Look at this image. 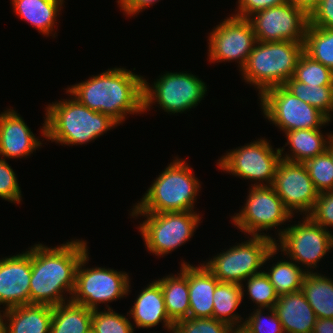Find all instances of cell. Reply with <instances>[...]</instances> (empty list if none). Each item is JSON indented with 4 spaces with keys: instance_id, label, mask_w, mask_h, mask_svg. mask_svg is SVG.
Here are the masks:
<instances>
[{
    "instance_id": "cell-36",
    "label": "cell",
    "mask_w": 333,
    "mask_h": 333,
    "mask_svg": "<svg viewBox=\"0 0 333 333\" xmlns=\"http://www.w3.org/2000/svg\"><path fill=\"white\" fill-rule=\"evenodd\" d=\"M253 310V313L251 312V314L244 319V324L252 333H285L273 308H256V310ZM264 310H268V316L265 315Z\"/></svg>"
},
{
    "instance_id": "cell-41",
    "label": "cell",
    "mask_w": 333,
    "mask_h": 333,
    "mask_svg": "<svg viewBox=\"0 0 333 333\" xmlns=\"http://www.w3.org/2000/svg\"><path fill=\"white\" fill-rule=\"evenodd\" d=\"M289 0H238V10L234 13L233 16L243 19H248L254 13L282 5Z\"/></svg>"
},
{
    "instance_id": "cell-45",
    "label": "cell",
    "mask_w": 333,
    "mask_h": 333,
    "mask_svg": "<svg viewBox=\"0 0 333 333\" xmlns=\"http://www.w3.org/2000/svg\"><path fill=\"white\" fill-rule=\"evenodd\" d=\"M229 333H252L247 326L243 324L230 326Z\"/></svg>"
},
{
    "instance_id": "cell-6",
    "label": "cell",
    "mask_w": 333,
    "mask_h": 333,
    "mask_svg": "<svg viewBox=\"0 0 333 333\" xmlns=\"http://www.w3.org/2000/svg\"><path fill=\"white\" fill-rule=\"evenodd\" d=\"M274 243L268 237L251 236L244 243H237L214 255L204 265L220 282L242 285L250 276L261 273V267L278 253Z\"/></svg>"
},
{
    "instance_id": "cell-43",
    "label": "cell",
    "mask_w": 333,
    "mask_h": 333,
    "mask_svg": "<svg viewBox=\"0 0 333 333\" xmlns=\"http://www.w3.org/2000/svg\"><path fill=\"white\" fill-rule=\"evenodd\" d=\"M312 333H333V319L320 318L314 324Z\"/></svg>"
},
{
    "instance_id": "cell-10",
    "label": "cell",
    "mask_w": 333,
    "mask_h": 333,
    "mask_svg": "<svg viewBox=\"0 0 333 333\" xmlns=\"http://www.w3.org/2000/svg\"><path fill=\"white\" fill-rule=\"evenodd\" d=\"M302 219V222L278 229L279 240L274 241V247L298 266L307 267L305 271L311 273L314 271L312 269L317 268V263L332 250L333 233L308 216Z\"/></svg>"
},
{
    "instance_id": "cell-42",
    "label": "cell",
    "mask_w": 333,
    "mask_h": 333,
    "mask_svg": "<svg viewBox=\"0 0 333 333\" xmlns=\"http://www.w3.org/2000/svg\"><path fill=\"white\" fill-rule=\"evenodd\" d=\"M159 0H118L117 3L127 17L141 13L146 7L156 4Z\"/></svg>"
},
{
    "instance_id": "cell-26",
    "label": "cell",
    "mask_w": 333,
    "mask_h": 333,
    "mask_svg": "<svg viewBox=\"0 0 333 333\" xmlns=\"http://www.w3.org/2000/svg\"><path fill=\"white\" fill-rule=\"evenodd\" d=\"M93 310L72 301L52 308L50 333H91Z\"/></svg>"
},
{
    "instance_id": "cell-18",
    "label": "cell",
    "mask_w": 333,
    "mask_h": 333,
    "mask_svg": "<svg viewBox=\"0 0 333 333\" xmlns=\"http://www.w3.org/2000/svg\"><path fill=\"white\" fill-rule=\"evenodd\" d=\"M42 144L14 109L0 113V159L27 158Z\"/></svg>"
},
{
    "instance_id": "cell-29",
    "label": "cell",
    "mask_w": 333,
    "mask_h": 333,
    "mask_svg": "<svg viewBox=\"0 0 333 333\" xmlns=\"http://www.w3.org/2000/svg\"><path fill=\"white\" fill-rule=\"evenodd\" d=\"M283 86L295 97L315 107L330 121L333 118V85L317 86L296 81L293 77ZM332 113V114H331Z\"/></svg>"
},
{
    "instance_id": "cell-23",
    "label": "cell",
    "mask_w": 333,
    "mask_h": 333,
    "mask_svg": "<svg viewBox=\"0 0 333 333\" xmlns=\"http://www.w3.org/2000/svg\"><path fill=\"white\" fill-rule=\"evenodd\" d=\"M161 288L164 303L169 318L175 323L178 320L189 318V286H188V263L181 262L178 275L170 274L156 280Z\"/></svg>"
},
{
    "instance_id": "cell-31",
    "label": "cell",
    "mask_w": 333,
    "mask_h": 333,
    "mask_svg": "<svg viewBox=\"0 0 333 333\" xmlns=\"http://www.w3.org/2000/svg\"><path fill=\"white\" fill-rule=\"evenodd\" d=\"M304 52L333 71V29L307 25Z\"/></svg>"
},
{
    "instance_id": "cell-25",
    "label": "cell",
    "mask_w": 333,
    "mask_h": 333,
    "mask_svg": "<svg viewBox=\"0 0 333 333\" xmlns=\"http://www.w3.org/2000/svg\"><path fill=\"white\" fill-rule=\"evenodd\" d=\"M323 135L320 129H300L285 133L291 153H284L283 160L304 163L327 150L329 140L333 133ZM327 136V137H326Z\"/></svg>"
},
{
    "instance_id": "cell-30",
    "label": "cell",
    "mask_w": 333,
    "mask_h": 333,
    "mask_svg": "<svg viewBox=\"0 0 333 333\" xmlns=\"http://www.w3.org/2000/svg\"><path fill=\"white\" fill-rule=\"evenodd\" d=\"M285 260L274 262L268 272L264 271L279 296L300 291L307 273L293 260Z\"/></svg>"
},
{
    "instance_id": "cell-24",
    "label": "cell",
    "mask_w": 333,
    "mask_h": 333,
    "mask_svg": "<svg viewBox=\"0 0 333 333\" xmlns=\"http://www.w3.org/2000/svg\"><path fill=\"white\" fill-rule=\"evenodd\" d=\"M64 0H12L14 12L20 19L30 23L38 32L50 36Z\"/></svg>"
},
{
    "instance_id": "cell-46",
    "label": "cell",
    "mask_w": 333,
    "mask_h": 333,
    "mask_svg": "<svg viewBox=\"0 0 333 333\" xmlns=\"http://www.w3.org/2000/svg\"><path fill=\"white\" fill-rule=\"evenodd\" d=\"M0 333H7V326L3 313L0 311Z\"/></svg>"
},
{
    "instance_id": "cell-13",
    "label": "cell",
    "mask_w": 333,
    "mask_h": 333,
    "mask_svg": "<svg viewBox=\"0 0 333 333\" xmlns=\"http://www.w3.org/2000/svg\"><path fill=\"white\" fill-rule=\"evenodd\" d=\"M246 203L239 213L231 218L234 226L240 229L244 235L263 236L276 238L265 234L263 231L275 229L292 219V214L285 208L282 200L270 186H251L248 191ZM283 223V224H282ZM262 231V233H261Z\"/></svg>"
},
{
    "instance_id": "cell-39",
    "label": "cell",
    "mask_w": 333,
    "mask_h": 333,
    "mask_svg": "<svg viewBox=\"0 0 333 333\" xmlns=\"http://www.w3.org/2000/svg\"><path fill=\"white\" fill-rule=\"evenodd\" d=\"M307 216L327 230L330 227L333 228V190L319 193L311 212Z\"/></svg>"
},
{
    "instance_id": "cell-32",
    "label": "cell",
    "mask_w": 333,
    "mask_h": 333,
    "mask_svg": "<svg viewBox=\"0 0 333 333\" xmlns=\"http://www.w3.org/2000/svg\"><path fill=\"white\" fill-rule=\"evenodd\" d=\"M293 78L305 84L333 85V71L303 52L296 64Z\"/></svg>"
},
{
    "instance_id": "cell-28",
    "label": "cell",
    "mask_w": 333,
    "mask_h": 333,
    "mask_svg": "<svg viewBox=\"0 0 333 333\" xmlns=\"http://www.w3.org/2000/svg\"><path fill=\"white\" fill-rule=\"evenodd\" d=\"M242 285L219 282L213 294V318L229 326L243 324L244 320L236 313L243 300Z\"/></svg>"
},
{
    "instance_id": "cell-34",
    "label": "cell",
    "mask_w": 333,
    "mask_h": 333,
    "mask_svg": "<svg viewBox=\"0 0 333 333\" xmlns=\"http://www.w3.org/2000/svg\"><path fill=\"white\" fill-rule=\"evenodd\" d=\"M246 290L243 288V297L244 292L246 291L249 295V299L256 304L257 308H273L274 304L277 302L279 295L276 293L275 288L271 284L269 277L265 274L264 270L256 275L250 276L246 279Z\"/></svg>"
},
{
    "instance_id": "cell-48",
    "label": "cell",
    "mask_w": 333,
    "mask_h": 333,
    "mask_svg": "<svg viewBox=\"0 0 333 333\" xmlns=\"http://www.w3.org/2000/svg\"><path fill=\"white\" fill-rule=\"evenodd\" d=\"M168 332L175 333V330H174V328H172V329L168 330Z\"/></svg>"
},
{
    "instance_id": "cell-22",
    "label": "cell",
    "mask_w": 333,
    "mask_h": 333,
    "mask_svg": "<svg viewBox=\"0 0 333 333\" xmlns=\"http://www.w3.org/2000/svg\"><path fill=\"white\" fill-rule=\"evenodd\" d=\"M52 306L27 304L2 310L7 333H50Z\"/></svg>"
},
{
    "instance_id": "cell-15",
    "label": "cell",
    "mask_w": 333,
    "mask_h": 333,
    "mask_svg": "<svg viewBox=\"0 0 333 333\" xmlns=\"http://www.w3.org/2000/svg\"><path fill=\"white\" fill-rule=\"evenodd\" d=\"M210 33L207 40L209 62L237 61L241 71L257 42L250 21L232 14Z\"/></svg>"
},
{
    "instance_id": "cell-20",
    "label": "cell",
    "mask_w": 333,
    "mask_h": 333,
    "mask_svg": "<svg viewBox=\"0 0 333 333\" xmlns=\"http://www.w3.org/2000/svg\"><path fill=\"white\" fill-rule=\"evenodd\" d=\"M273 309L285 333H312L318 319L301 290L279 296Z\"/></svg>"
},
{
    "instance_id": "cell-40",
    "label": "cell",
    "mask_w": 333,
    "mask_h": 333,
    "mask_svg": "<svg viewBox=\"0 0 333 333\" xmlns=\"http://www.w3.org/2000/svg\"><path fill=\"white\" fill-rule=\"evenodd\" d=\"M309 25L333 29V0H320L309 15Z\"/></svg>"
},
{
    "instance_id": "cell-44",
    "label": "cell",
    "mask_w": 333,
    "mask_h": 333,
    "mask_svg": "<svg viewBox=\"0 0 333 333\" xmlns=\"http://www.w3.org/2000/svg\"><path fill=\"white\" fill-rule=\"evenodd\" d=\"M289 2L302 9L309 16L318 6L320 0H289Z\"/></svg>"
},
{
    "instance_id": "cell-3",
    "label": "cell",
    "mask_w": 333,
    "mask_h": 333,
    "mask_svg": "<svg viewBox=\"0 0 333 333\" xmlns=\"http://www.w3.org/2000/svg\"><path fill=\"white\" fill-rule=\"evenodd\" d=\"M69 99L46 106L41 136L61 145H82L93 142L119 125L109 115L93 111L80 103L66 90Z\"/></svg>"
},
{
    "instance_id": "cell-17",
    "label": "cell",
    "mask_w": 333,
    "mask_h": 333,
    "mask_svg": "<svg viewBox=\"0 0 333 333\" xmlns=\"http://www.w3.org/2000/svg\"><path fill=\"white\" fill-rule=\"evenodd\" d=\"M30 280L31 248L0 259V306L7 310L30 304Z\"/></svg>"
},
{
    "instance_id": "cell-8",
    "label": "cell",
    "mask_w": 333,
    "mask_h": 333,
    "mask_svg": "<svg viewBox=\"0 0 333 333\" xmlns=\"http://www.w3.org/2000/svg\"><path fill=\"white\" fill-rule=\"evenodd\" d=\"M143 78V113L155 102L168 114L195 108L206 95L207 85L198 76L184 72H166L151 85Z\"/></svg>"
},
{
    "instance_id": "cell-2",
    "label": "cell",
    "mask_w": 333,
    "mask_h": 333,
    "mask_svg": "<svg viewBox=\"0 0 333 333\" xmlns=\"http://www.w3.org/2000/svg\"><path fill=\"white\" fill-rule=\"evenodd\" d=\"M143 78L124 67H114L66 90L84 106L109 115L120 125L128 114L143 112Z\"/></svg>"
},
{
    "instance_id": "cell-35",
    "label": "cell",
    "mask_w": 333,
    "mask_h": 333,
    "mask_svg": "<svg viewBox=\"0 0 333 333\" xmlns=\"http://www.w3.org/2000/svg\"><path fill=\"white\" fill-rule=\"evenodd\" d=\"M104 309L107 310H93L91 333H134L135 328L129 318L112 308Z\"/></svg>"
},
{
    "instance_id": "cell-19",
    "label": "cell",
    "mask_w": 333,
    "mask_h": 333,
    "mask_svg": "<svg viewBox=\"0 0 333 333\" xmlns=\"http://www.w3.org/2000/svg\"><path fill=\"white\" fill-rule=\"evenodd\" d=\"M141 290L130 309V315L134 321L135 328H152L160 322L164 329L170 330L174 322L169 318L160 284L154 280Z\"/></svg>"
},
{
    "instance_id": "cell-47",
    "label": "cell",
    "mask_w": 333,
    "mask_h": 333,
    "mask_svg": "<svg viewBox=\"0 0 333 333\" xmlns=\"http://www.w3.org/2000/svg\"><path fill=\"white\" fill-rule=\"evenodd\" d=\"M327 151L331 154V157H332V159H333V136H332V138L329 140L328 147H327Z\"/></svg>"
},
{
    "instance_id": "cell-12",
    "label": "cell",
    "mask_w": 333,
    "mask_h": 333,
    "mask_svg": "<svg viewBox=\"0 0 333 333\" xmlns=\"http://www.w3.org/2000/svg\"><path fill=\"white\" fill-rule=\"evenodd\" d=\"M259 99L264 118L284 133L320 129L331 122L322 112L295 97L283 85L267 89Z\"/></svg>"
},
{
    "instance_id": "cell-16",
    "label": "cell",
    "mask_w": 333,
    "mask_h": 333,
    "mask_svg": "<svg viewBox=\"0 0 333 333\" xmlns=\"http://www.w3.org/2000/svg\"><path fill=\"white\" fill-rule=\"evenodd\" d=\"M283 202L285 208L307 216L319 195L303 163L281 160L271 185ZM295 213H294V212Z\"/></svg>"
},
{
    "instance_id": "cell-14",
    "label": "cell",
    "mask_w": 333,
    "mask_h": 333,
    "mask_svg": "<svg viewBox=\"0 0 333 333\" xmlns=\"http://www.w3.org/2000/svg\"><path fill=\"white\" fill-rule=\"evenodd\" d=\"M250 21L258 42H304L309 16L289 1L258 11Z\"/></svg>"
},
{
    "instance_id": "cell-11",
    "label": "cell",
    "mask_w": 333,
    "mask_h": 333,
    "mask_svg": "<svg viewBox=\"0 0 333 333\" xmlns=\"http://www.w3.org/2000/svg\"><path fill=\"white\" fill-rule=\"evenodd\" d=\"M284 149V147L276 148L274 151L273 146L264 137L230 152L227 151L218 159L217 166L235 177L254 181L251 186H270L282 160Z\"/></svg>"
},
{
    "instance_id": "cell-27",
    "label": "cell",
    "mask_w": 333,
    "mask_h": 333,
    "mask_svg": "<svg viewBox=\"0 0 333 333\" xmlns=\"http://www.w3.org/2000/svg\"><path fill=\"white\" fill-rule=\"evenodd\" d=\"M301 291L318 319H333V280L318 272L306 273Z\"/></svg>"
},
{
    "instance_id": "cell-5",
    "label": "cell",
    "mask_w": 333,
    "mask_h": 333,
    "mask_svg": "<svg viewBox=\"0 0 333 333\" xmlns=\"http://www.w3.org/2000/svg\"><path fill=\"white\" fill-rule=\"evenodd\" d=\"M304 42H256L241 69L243 80L258 89L260 97L267 89L281 86L293 77Z\"/></svg>"
},
{
    "instance_id": "cell-37",
    "label": "cell",
    "mask_w": 333,
    "mask_h": 333,
    "mask_svg": "<svg viewBox=\"0 0 333 333\" xmlns=\"http://www.w3.org/2000/svg\"><path fill=\"white\" fill-rule=\"evenodd\" d=\"M175 333H229L230 326L213 317L185 318L174 323Z\"/></svg>"
},
{
    "instance_id": "cell-1",
    "label": "cell",
    "mask_w": 333,
    "mask_h": 333,
    "mask_svg": "<svg viewBox=\"0 0 333 333\" xmlns=\"http://www.w3.org/2000/svg\"><path fill=\"white\" fill-rule=\"evenodd\" d=\"M87 248V242L81 239L54 248L41 243L31 246L30 304L54 307L69 302L76 269ZM66 292L69 298L64 295Z\"/></svg>"
},
{
    "instance_id": "cell-7",
    "label": "cell",
    "mask_w": 333,
    "mask_h": 333,
    "mask_svg": "<svg viewBox=\"0 0 333 333\" xmlns=\"http://www.w3.org/2000/svg\"><path fill=\"white\" fill-rule=\"evenodd\" d=\"M199 214L195 211L130 213V217L146 218L138 227L145 246L150 253L164 257L190 240L200 225Z\"/></svg>"
},
{
    "instance_id": "cell-21",
    "label": "cell",
    "mask_w": 333,
    "mask_h": 333,
    "mask_svg": "<svg viewBox=\"0 0 333 333\" xmlns=\"http://www.w3.org/2000/svg\"><path fill=\"white\" fill-rule=\"evenodd\" d=\"M219 282L204 263H188L190 318L213 317V294Z\"/></svg>"
},
{
    "instance_id": "cell-38",
    "label": "cell",
    "mask_w": 333,
    "mask_h": 333,
    "mask_svg": "<svg viewBox=\"0 0 333 333\" xmlns=\"http://www.w3.org/2000/svg\"><path fill=\"white\" fill-rule=\"evenodd\" d=\"M17 178L6 160L0 159V198L2 200L20 204L22 193Z\"/></svg>"
},
{
    "instance_id": "cell-4",
    "label": "cell",
    "mask_w": 333,
    "mask_h": 333,
    "mask_svg": "<svg viewBox=\"0 0 333 333\" xmlns=\"http://www.w3.org/2000/svg\"><path fill=\"white\" fill-rule=\"evenodd\" d=\"M192 171L185 159L175 157L153 180L131 213L194 211L201 184Z\"/></svg>"
},
{
    "instance_id": "cell-9",
    "label": "cell",
    "mask_w": 333,
    "mask_h": 333,
    "mask_svg": "<svg viewBox=\"0 0 333 333\" xmlns=\"http://www.w3.org/2000/svg\"><path fill=\"white\" fill-rule=\"evenodd\" d=\"M88 255L87 251L78 263L70 301L92 310L99 309L101 303L111 308L107 303L126 297L131 292L130 277L126 272L106 267L86 268Z\"/></svg>"
},
{
    "instance_id": "cell-33",
    "label": "cell",
    "mask_w": 333,
    "mask_h": 333,
    "mask_svg": "<svg viewBox=\"0 0 333 333\" xmlns=\"http://www.w3.org/2000/svg\"><path fill=\"white\" fill-rule=\"evenodd\" d=\"M303 164L318 193L333 190V159L327 150L306 160Z\"/></svg>"
}]
</instances>
